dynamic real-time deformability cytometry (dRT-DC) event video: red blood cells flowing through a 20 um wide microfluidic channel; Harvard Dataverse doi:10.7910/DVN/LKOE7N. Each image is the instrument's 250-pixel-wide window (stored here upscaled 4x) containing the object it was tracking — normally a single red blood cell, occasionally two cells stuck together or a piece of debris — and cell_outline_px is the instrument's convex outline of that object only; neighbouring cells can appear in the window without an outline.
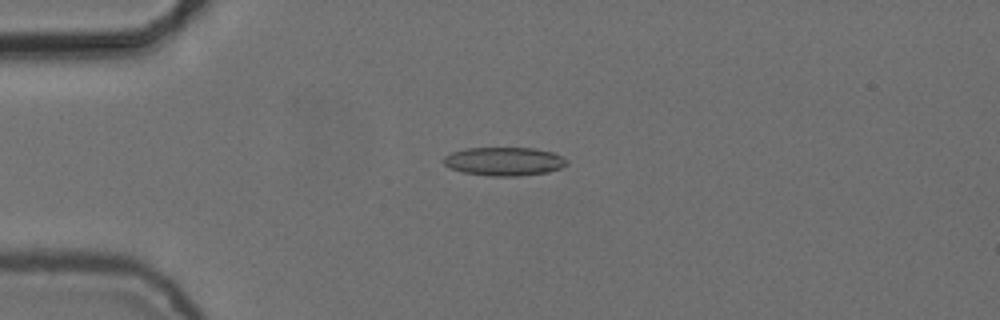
{"species": "common noctule bat (a hibernating species)", "species_latin": "Nyctalus noctula", "temperature_condition": "cold", "stored_images_in_passage": 55, "camera_frame_rate_fps": 3000, "um_per_image_px": 0.085, "animal": {"sex": "female", "body_mass_g": 24.6, "forearm_length_mm": 56.2}, "frame": {"image": 1, "passage_image": 14, "time_ms": 4.333, "image_size_px": [1000, 320], "cell_outline_px": [[568, 164], [560, 168], [548, 172], [520, 176], [488, 176], [464, 172], [452, 168], [444, 164], [444, 156], [452, 152], [464, 148], [536, 148], [552, 152], [564, 156], [568, 160]], "centroid_in_image_um": [42.9, 13.71], "position_along_channel_um": 42.1, "area_um2": 20.58}}
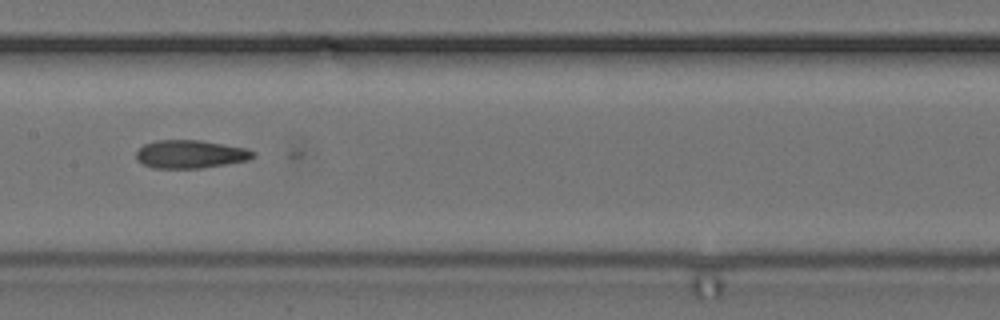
{"frame": {"image": 2, "passage_image": 28, "time_ms": 9.0, "image_size_px": [1000, 320], "cell_outline_px": [[256, 156], [248, 160], [200, 168], [152, 168], [136, 160], [136, 152], [144, 144], [156, 140], [200, 140], [244, 148], [256, 152]], "centroid_in_image_um": [16.16, 13.1], "position_along_channel_um": 191.2, "area_um2": 19.07}}
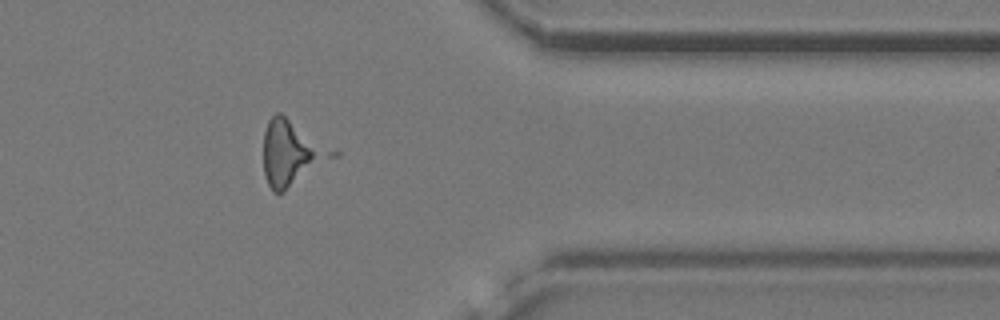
{"frame": {"image": 3, "passage_image": 45, "time_ms": 14.667, "image_size_px": [1000, 320], "cell_outline_px": [[316, 156], [284, 192], [272, 192], [264, 176], [264, 132], [268, 120], [276, 112], [280, 112], [288, 120], [316, 152]], "centroid_in_image_um": [24.17, 13.03], "position_along_channel_um": 387.2, "area_um2": 19.71}, "authors_computed_cell_mechanics": {"area_um2": 19.8832, "velocity_mm_per_s": 3.735, "shape_relaxation_time_tau1_ms": null, "shape_relaxation_time_tau2_ms": 4.5978, "deformation_change_tau1": null, "deformation_change_tau2": 0.1395}}